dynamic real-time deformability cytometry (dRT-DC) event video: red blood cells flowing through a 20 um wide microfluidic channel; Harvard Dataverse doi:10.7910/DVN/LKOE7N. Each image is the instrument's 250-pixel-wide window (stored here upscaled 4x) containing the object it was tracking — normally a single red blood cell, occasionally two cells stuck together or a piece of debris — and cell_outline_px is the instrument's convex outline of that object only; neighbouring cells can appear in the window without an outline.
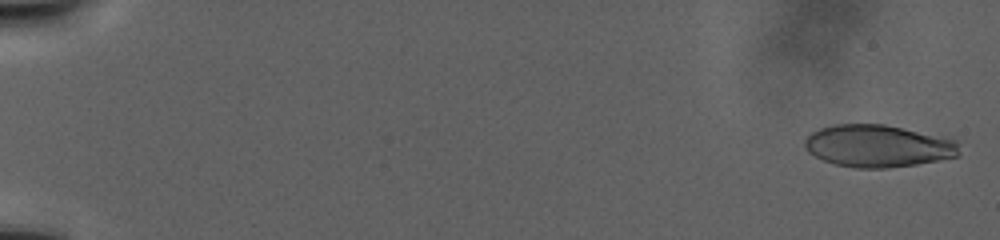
{"species": "human", "species_latin": "Homo sapiens", "temperature_condition": "warm", "stored_images_in_passage": 148, "camera_frame_rate_fps": 3000, "um_per_image_px": 0.085, "donor": {"sex": "male"}, "frame": {"image": 1, "passage_image": 5, "time_ms": 1.0, "image_size_px": [1000, 240], "cell_outline_px": [[960, 156], [916, 164], [888, 168], [856, 168], [836, 164], [824, 160], [808, 152], [804, 148], [804, 140], [812, 132], [820, 128], [836, 124], [884, 124], [956, 140], [960, 152]], "centroid_in_image_um": [74.61, 12.41], "position_along_channel_um": 10.4, "area_um2": 37.86}}
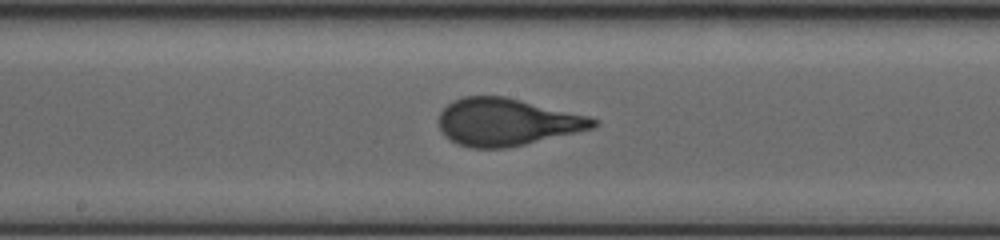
{"frame": {"image": 2, "passage_image": 90, "time_ms": 24.0, "image_size_px": [1000, 240], "cell_outline_px": [[600, 124], [592, 128], [576, 132], [508, 148], [472, 148], [456, 144], [444, 136], [440, 132], [440, 112], [452, 100], [464, 96], [504, 96], [588, 116], [600, 120]], "centroid_in_image_um": [43.05, 10.38], "position_along_channel_um": 205.2, "area_um2": 42.48}}
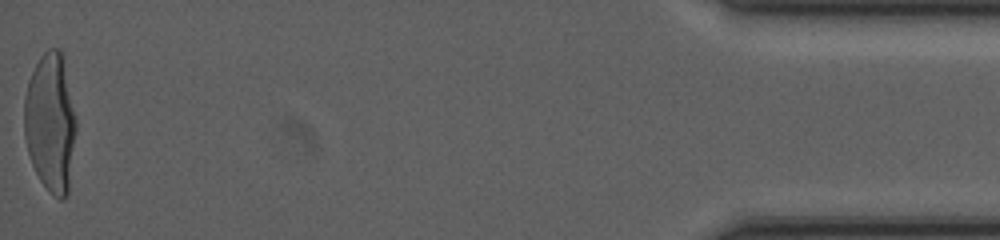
{"frame": {"image": 3, "passage_image": 148, "time_ms": 42.0, "image_size_px": [1000, 240], "cell_outline_px": [[76, 132], [68, 196], [64, 200], [60, 200], [52, 196], [40, 180], [32, 164], [28, 152], [24, 136], [24, 96], [28, 80], [40, 56], [48, 48], [60, 48], [76, 120]], "centroid_in_image_um": [4.28, 10.48], "position_along_channel_um": 430.9, "area_um2": 42.08}}